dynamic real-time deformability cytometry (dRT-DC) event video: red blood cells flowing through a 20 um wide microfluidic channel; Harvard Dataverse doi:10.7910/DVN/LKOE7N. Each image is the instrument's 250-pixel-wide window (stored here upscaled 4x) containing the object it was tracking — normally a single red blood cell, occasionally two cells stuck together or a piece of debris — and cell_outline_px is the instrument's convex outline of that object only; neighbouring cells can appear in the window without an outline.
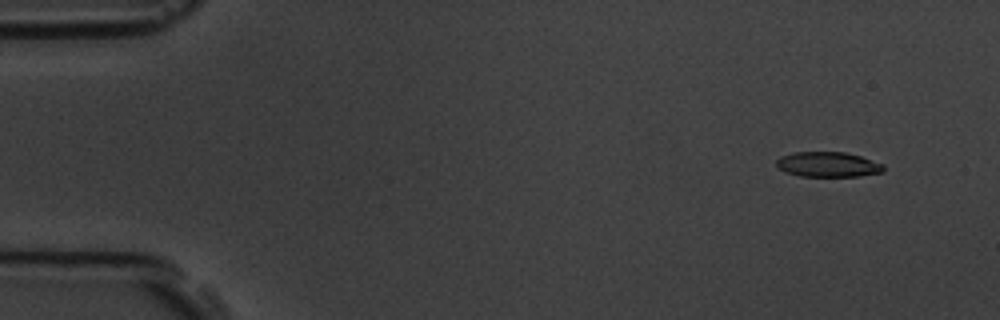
{"species": "common noctule bat (a hibernating species)", "species_latin": "Nyctalus noctula", "temperature_condition": "room temperature", "stored_images_in_passage": 5, "camera_frame_rate_fps": 3000, "um_per_image_px": 0.085, "animal": {"sex": "male", "body_mass_g": 19.5, "forearm_length_mm": 54.6}, "frame": {"image": 1, "passage_image": 2, "time_ms": 1.0, "image_size_px": [1000, 320], "cell_outline_px": [[884, 172], [860, 176], [800, 176], [784, 172], [776, 164], [776, 160], [780, 156], [792, 152], [844, 152], [860, 156], [884, 164]], "centroid_in_image_um": [70.37, 13.98], "position_along_channel_um": 14.6, "area_um2": 15.72}}
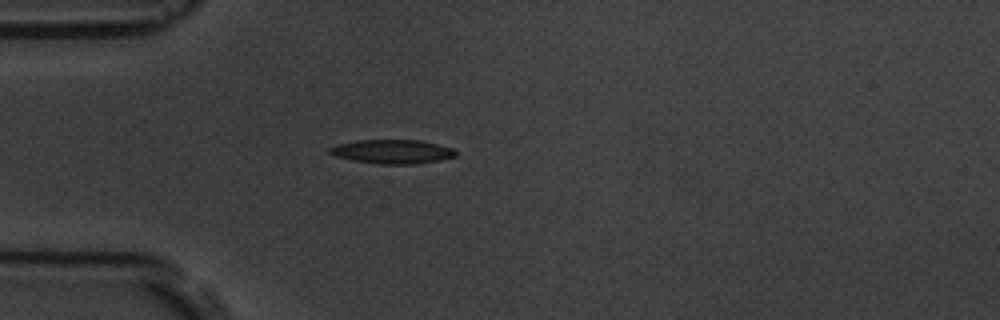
{"frame": {"image": 2, "passage_image": 5, "time_ms": 4.667, "image_size_px": [1000, 320], "cell_outline_px": [[456, 156], [440, 160], [416, 164], [380, 164], [352, 160], [336, 156], [328, 152], [328, 148], [340, 144], [356, 140], [420, 140], [452, 148], [456, 152]], "centroid_in_image_um": [33.35, 12.89], "position_along_channel_um": 51.7, "area_um2": 17.51}}